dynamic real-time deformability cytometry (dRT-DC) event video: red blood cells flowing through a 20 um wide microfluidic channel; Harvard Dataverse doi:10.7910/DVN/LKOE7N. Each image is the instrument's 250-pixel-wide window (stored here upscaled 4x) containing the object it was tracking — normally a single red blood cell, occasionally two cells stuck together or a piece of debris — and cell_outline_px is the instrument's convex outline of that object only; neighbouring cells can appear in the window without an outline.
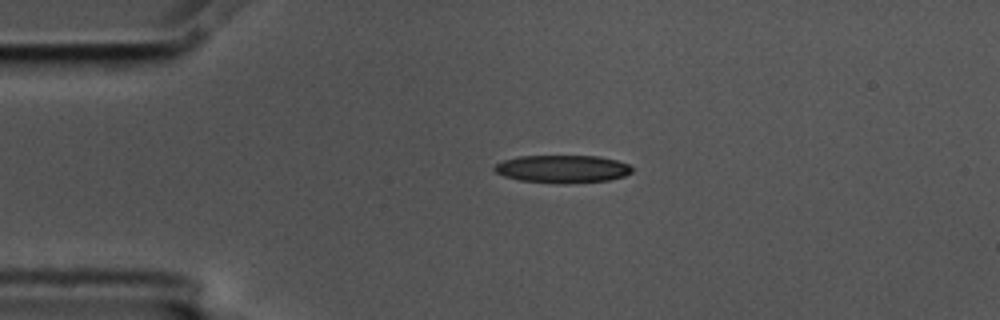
{"species": "common noctule bat (a hibernating species)", "species_latin": "Nyctalus noctula", "temperature_condition": "cold", "stored_images_in_passage": 2, "camera_frame_rate_fps": 3000, "um_per_image_px": 0.085, "animal": {"sex": "male", "body_mass_g": 17.5, "forearm_length_mm": 52.3}, "frame": {"image": 1, "passage_image": 1, "time_ms": 0.0, "image_size_px": [1000, 320], "cell_outline_px": [[632, 172], [624, 176], [608, 180], [564, 184], [560, 184], [520, 180], [504, 176], [496, 172], [492, 168], [496, 164], [504, 160], [516, 156], [600, 156], [616, 160], [628, 164], [632, 168]], "centroid_in_image_um": [47.8, 14.36], "position_along_channel_um": 37.2, "area_um2": 22.31}}